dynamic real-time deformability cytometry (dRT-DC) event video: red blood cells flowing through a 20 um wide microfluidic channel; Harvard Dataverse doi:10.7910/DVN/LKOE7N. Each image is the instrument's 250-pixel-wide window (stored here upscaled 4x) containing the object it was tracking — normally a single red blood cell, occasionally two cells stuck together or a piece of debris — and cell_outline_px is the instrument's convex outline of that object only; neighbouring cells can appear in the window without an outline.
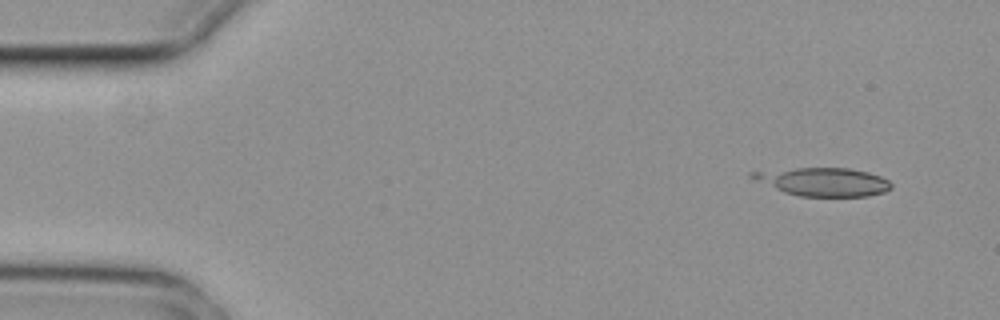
{"species": "common noctule bat (a hibernating species)", "species_latin": "Nyctalus noctula", "temperature_condition": "cold", "stored_images_in_passage": 6, "camera_frame_rate_fps": 3000, "um_per_image_px": 0.085, "animal": {"sex": "female", "body_mass_g": 29.2, "forearm_length_mm": 56.3}, "frame": {"image": 1, "passage_image": 1, "time_ms": 0.0, "image_size_px": [1000, 320], "cell_outline_px": [[892, 188], [884, 192], [868, 196], [800, 196], [784, 192], [752, 180], [748, 176], [748, 172], [796, 168], [848, 168], [868, 172], [880, 176], [888, 180], [892, 184]], "centroid_in_image_um": [69.95, 15.45], "position_along_channel_um": 15.1, "area_um2": 23.0}}
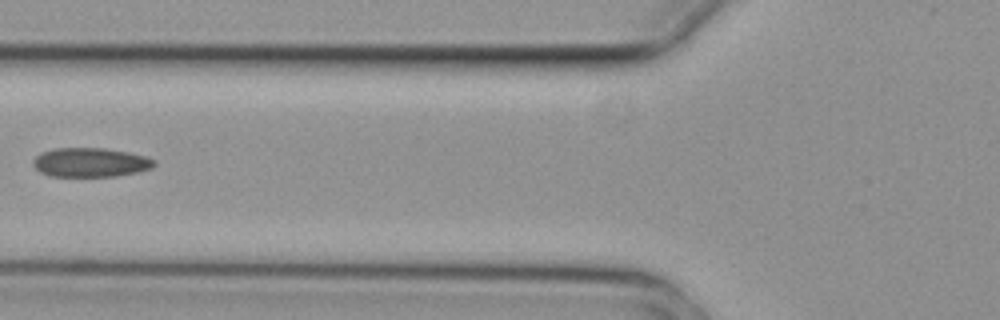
{"frame": {"image": 2, "passage_image": 5, "time_ms": 1.333, "image_size_px": [1000, 320], "cell_outline_px": [[156, 164], [152, 168], [136, 172], [116, 176], [52, 176], [40, 172], [32, 164], [32, 160], [40, 152], [52, 148], [104, 148], [128, 152], [148, 156], [156, 160]], "centroid_in_image_um": [7.69, 13.79], "position_along_channel_um": 118.1, "area_um2": 20.75}}
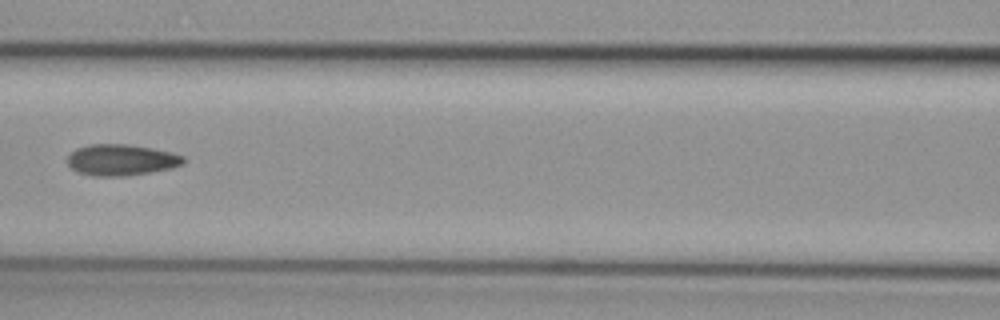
{"frame": {"image": 3, "passage_image": 6, "time_ms": 1.667, "image_size_px": [1000, 320], "cell_outline_px": [[184, 164], [172, 168], [128, 176], [92, 176], [76, 172], [68, 164], [68, 156], [76, 148], [88, 144], [128, 144], [152, 148], [172, 152], [184, 156]], "centroid_in_image_um": [10.31, 13.59], "position_along_channel_um": 156.3, "area_um2": 21.27}}